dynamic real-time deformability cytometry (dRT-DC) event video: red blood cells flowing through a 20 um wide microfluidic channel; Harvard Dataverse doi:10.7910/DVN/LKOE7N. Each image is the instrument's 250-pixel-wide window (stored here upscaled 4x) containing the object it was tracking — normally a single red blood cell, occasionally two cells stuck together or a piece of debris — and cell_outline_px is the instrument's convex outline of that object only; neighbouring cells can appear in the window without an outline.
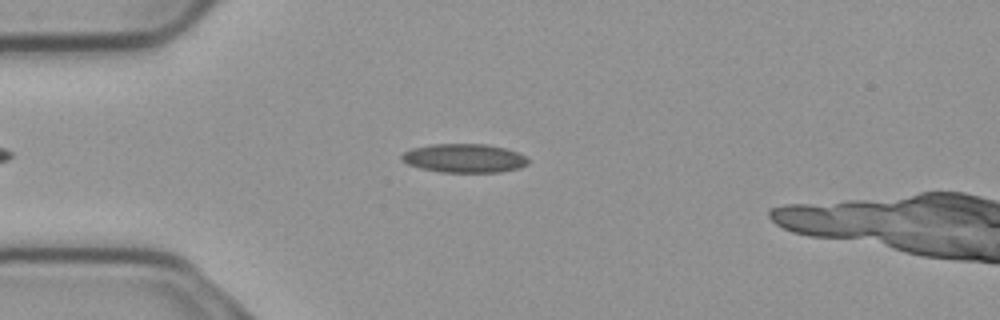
{"species": "common noctule bat (a hibernating species)", "species_latin": "Nyctalus noctula", "temperature_condition": "cold", "stored_images_in_passage": 48, "camera_frame_rate_fps": 3000, "um_per_image_px": 0.085, "animal": {"sex": "male", "body_mass_g": 23.1, "forearm_length_mm": 52.7}, "frame": {"image": 1, "passage_image": 11, "time_ms": 3.333, "image_size_px": [1000, 320], "cell_outline_px": [[528, 164], [520, 168], [500, 172], [440, 172], [420, 168], [408, 164], [400, 160], [400, 156], [404, 152], [412, 148], [432, 144], [488, 144], [504, 148], [516, 152], [524, 156], [528, 160]], "centroid_in_image_um": [39.43, 13.45], "position_along_channel_um": 45.6, "area_um2": 21.21}}
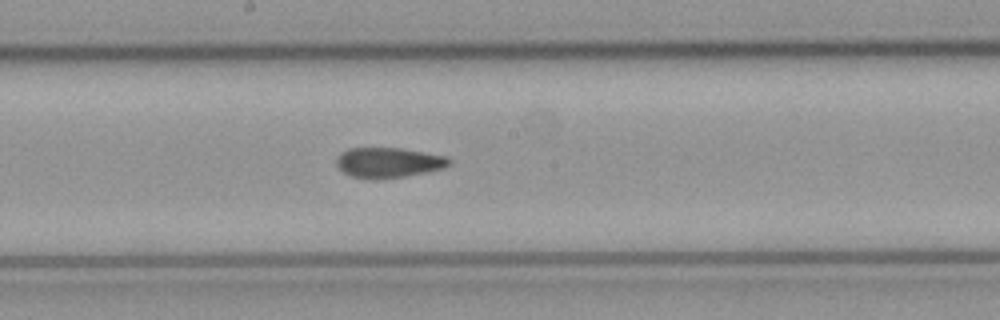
{"frame": {"image": 2, "passage_image": 26, "time_ms": 8.333, "image_size_px": [1000, 320], "cell_outline_px": [[452, 164], [444, 168], [428, 172], [408, 176], [380, 180], [368, 180], [352, 176], [344, 172], [336, 164], [336, 156], [340, 152], [348, 148], [400, 148], [448, 156], [452, 160]], "centroid_in_image_um": [33.04, 13.83], "position_along_channel_um": 215.2, "area_um2": 20.35}}
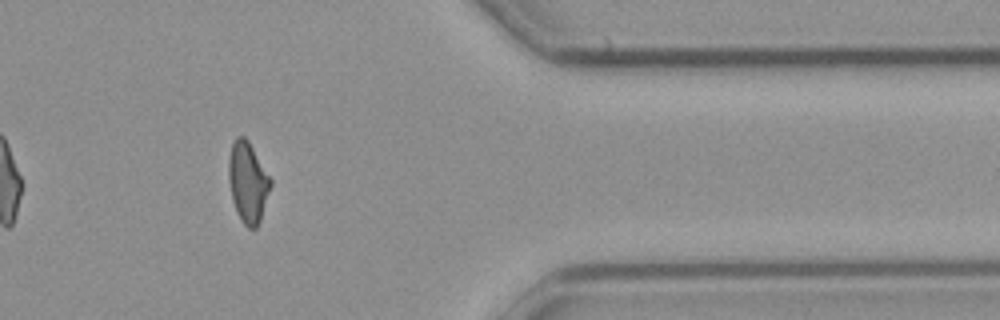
{"frame": {"image": 3, "passage_image": 42, "time_ms": 13.667, "image_size_px": [1000, 320], "cell_outline_px": [[272, 184], [260, 220], [256, 228], [248, 228], [240, 220], [236, 212], [232, 200], [228, 180], [228, 160], [232, 144], [236, 136], [244, 136], [248, 140], [272, 180]], "centroid_in_image_um": [21.05, 15.49], "position_along_channel_um": 390.3, "area_um2": 19.77}}